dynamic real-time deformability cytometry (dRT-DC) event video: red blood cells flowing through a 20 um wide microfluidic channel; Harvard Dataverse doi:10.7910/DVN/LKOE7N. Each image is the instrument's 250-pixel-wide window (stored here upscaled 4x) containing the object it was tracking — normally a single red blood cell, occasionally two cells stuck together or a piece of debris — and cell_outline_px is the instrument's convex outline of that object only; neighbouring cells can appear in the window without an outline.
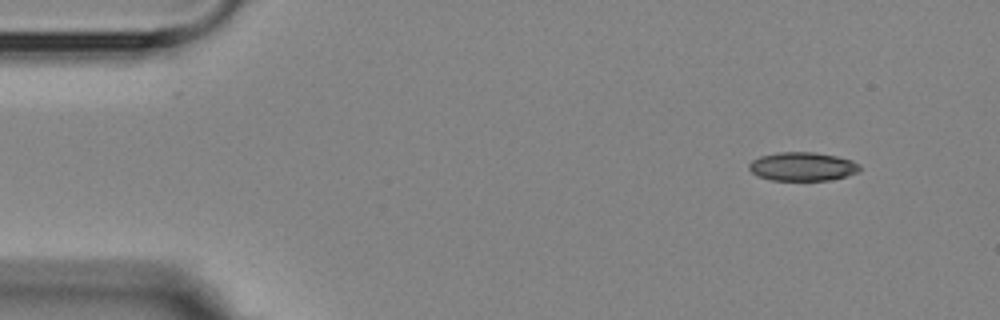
{"species": "Egyptian fruit bat (a non-hibernating species)", "species_latin": "Rousettus aegyptiacus", "temperature_condition": "room temperature", "stored_images_in_passage": 5, "camera_frame_rate_fps": 3000, "um_per_image_px": 0.085, "animal": {"sex": "female"}, "frame": {"image": 1, "passage_image": 1, "time_ms": 0.0, "image_size_px": [1000, 320], "cell_outline_px": [[860, 172], [848, 176], [828, 180], [772, 180], [756, 176], [748, 168], [748, 164], [752, 160], [760, 156], [776, 152], [812, 152], [836, 156], [852, 160], [860, 164]], "centroid_in_image_um": [68.21, 14.15], "position_along_channel_um": 16.8, "area_um2": 18.67}}
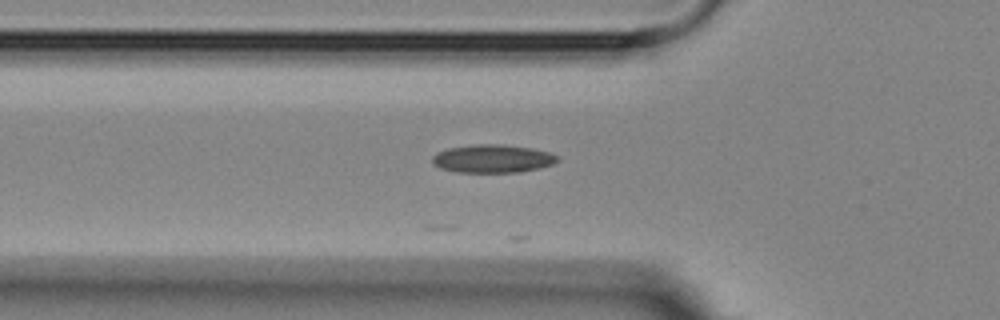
{"frame": {"image": 2, "passage_image": 5, "time_ms": 4.333, "image_size_px": [1000, 320], "cell_outline_px": [[560, 160], [552, 164], [540, 168], [520, 172], [456, 172], [440, 168], [432, 164], [432, 156], [436, 152], [448, 148], [476, 144], [500, 144], [532, 148], [548, 152], [556, 156]], "centroid_in_image_um": [41.84, 13.49], "position_along_channel_um": 84.0, "area_um2": 20.58}}